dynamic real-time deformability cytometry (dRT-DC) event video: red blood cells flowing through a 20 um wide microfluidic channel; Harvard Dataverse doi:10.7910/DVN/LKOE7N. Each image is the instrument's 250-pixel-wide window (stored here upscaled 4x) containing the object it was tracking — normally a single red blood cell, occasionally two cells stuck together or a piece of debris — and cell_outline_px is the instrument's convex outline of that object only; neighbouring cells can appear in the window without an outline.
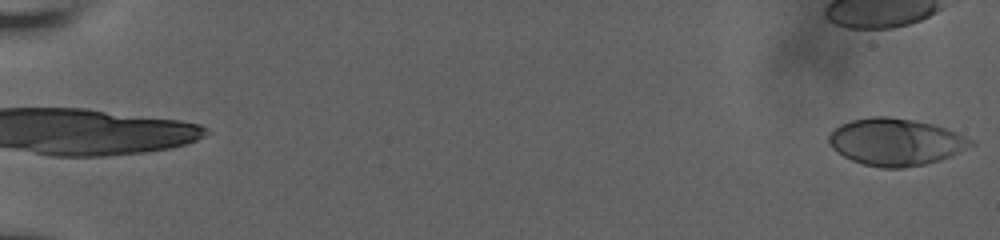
{"species": "human", "species_latin": "Homo sapiens", "temperature_condition": "room temperature", "stored_images_in_passage": 17, "segment_of_instrument_passage": [2, 2], "camera_frame_rate_fps": 3000, "um_per_image_px": 0.085, "donor": {"sex": "male"}, "frame": {"image": 1, "passage_image": 17, "time_ms": 7.667, "image_size_px": [1000, 240], "cell_outline_px": [[976, 144], [952, 156], [940, 160], [924, 164], [900, 168], [880, 168], [864, 164], [852, 160], [836, 152], [828, 144], [828, 136], [840, 124], [852, 120], [868, 116], [888, 116], [912, 120], [932, 124], [956, 132], [972, 140]], "centroid_in_image_um": [76.12, 12.07], "position_along_channel_um": 8.9, "area_um2": 38.96}}